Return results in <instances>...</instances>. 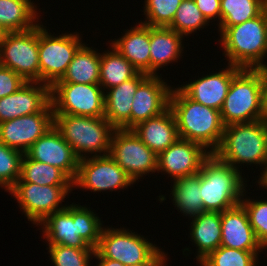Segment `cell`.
Wrapping results in <instances>:
<instances>
[{"label":"cell","mask_w":267,"mask_h":266,"mask_svg":"<svg viewBox=\"0 0 267 266\" xmlns=\"http://www.w3.org/2000/svg\"><path fill=\"white\" fill-rule=\"evenodd\" d=\"M247 193L245 190L241 204L248 214L249 222L258 241L267 249V198L256 200L249 197Z\"/></svg>","instance_id":"cell-38"},{"label":"cell","mask_w":267,"mask_h":266,"mask_svg":"<svg viewBox=\"0 0 267 266\" xmlns=\"http://www.w3.org/2000/svg\"><path fill=\"white\" fill-rule=\"evenodd\" d=\"M123 33L108 42L139 72L150 75V26L139 21Z\"/></svg>","instance_id":"cell-23"},{"label":"cell","mask_w":267,"mask_h":266,"mask_svg":"<svg viewBox=\"0 0 267 266\" xmlns=\"http://www.w3.org/2000/svg\"><path fill=\"white\" fill-rule=\"evenodd\" d=\"M218 40L227 64L245 69L267 68V22L262 12L241 24L227 27ZM224 50V51H223Z\"/></svg>","instance_id":"cell-4"},{"label":"cell","mask_w":267,"mask_h":266,"mask_svg":"<svg viewBox=\"0 0 267 266\" xmlns=\"http://www.w3.org/2000/svg\"><path fill=\"white\" fill-rule=\"evenodd\" d=\"M216 73L209 71V74H203L198 79H189L183 82L178 88L190 99L201 103L207 107L220 111L223 102L227 96L233 76L241 69L237 66L228 64ZM213 72V73H212Z\"/></svg>","instance_id":"cell-18"},{"label":"cell","mask_w":267,"mask_h":266,"mask_svg":"<svg viewBox=\"0 0 267 266\" xmlns=\"http://www.w3.org/2000/svg\"><path fill=\"white\" fill-rule=\"evenodd\" d=\"M213 153L241 172L242 164L259 166L262 172L267 163V123L262 119L224 126L221 143Z\"/></svg>","instance_id":"cell-5"},{"label":"cell","mask_w":267,"mask_h":266,"mask_svg":"<svg viewBox=\"0 0 267 266\" xmlns=\"http://www.w3.org/2000/svg\"><path fill=\"white\" fill-rule=\"evenodd\" d=\"M210 154L200 143L179 138L157 156V173L168 174L171 181L196 175Z\"/></svg>","instance_id":"cell-16"},{"label":"cell","mask_w":267,"mask_h":266,"mask_svg":"<svg viewBox=\"0 0 267 266\" xmlns=\"http://www.w3.org/2000/svg\"><path fill=\"white\" fill-rule=\"evenodd\" d=\"M109 155L136 183L157 172V156L132 129H115Z\"/></svg>","instance_id":"cell-12"},{"label":"cell","mask_w":267,"mask_h":266,"mask_svg":"<svg viewBox=\"0 0 267 266\" xmlns=\"http://www.w3.org/2000/svg\"><path fill=\"white\" fill-rule=\"evenodd\" d=\"M17 182H30L41 186H73V181L62 170L30 159L25 153L21 162V175Z\"/></svg>","instance_id":"cell-31"},{"label":"cell","mask_w":267,"mask_h":266,"mask_svg":"<svg viewBox=\"0 0 267 266\" xmlns=\"http://www.w3.org/2000/svg\"><path fill=\"white\" fill-rule=\"evenodd\" d=\"M165 263L168 262H140L129 266H163Z\"/></svg>","instance_id":"cell-44"},{"label":"cell","mask_w":267,"mask_h":266,"mask_svg":"<svg viewBox=\"0 0 267 266\" xmlns=\"http://www.w3.org/2000/svg\"><path fill=\"white\" fill-rule=\"evenodd\" d=\"M148 76L139 72L135 77L104 92V117L115 129H131L132 100L138 86Z\"/></svg>","instance_id":"cell-22"},{"label":"cell","mask_w":267,"mask_h":266,"mask_svg":"<svg viewBox=\"0 0 267 266\" xmlns=\"http://www.w3.org/2000/svg\"><path fill=\"white\" fill-rule=\"evenodd\" d=\"M135 182L109 155L87 157L79 160L78 172L73 181L77 188L91 192H116L133 187Z\"/></svg>","instance_id":"cell-13"},{"label":"cell","mask_w":267,"mask_h":266,"mask_svg":"<svg viewBox=\"0 0 267 266\" xmlns=\"http://www.w3.org/2000/svg\"><path fill=\"white\" fill-rule=\"evenodd\" d=\"M266 0H221V22L219 35L230 26L241 24L259 16L263 12Z\"/></svg>","instance_id":"cell-32"},{"label":"cell","mask_w":267,"mask_h":266,"mask_svg":"<svg viewBox=\"0 0 267 266\" xmlns=\"http://www.w3.org/2000/svg\"><path fill=\"white\" fill-rule=\"evenodd\" d=\"M237 250L262 252L266 249L258 241L248 214L240 203L221 212V244Z\"/></svg>","instance_id":"cell-21"},{"label":"cell","mask_w":267,"mask_h":266,"mask_svg":"<svg viewBox=\"0 0 267 266\" xmlns=\"http://www.w3.org/2000/svg\"><path fill=\"white\" fill-rule=\"evenodd\" d=\"M25 82L16 72L0 65V99L16 92Z\"/></svg>","instance_id":"cell-39"},{"label":"cell","mask_w":267,"mask_h":266,"mask_svg":"<svg viewBox=\"0 0 267 266\" xmlns=\"http://www.w3.org/2000/svg\"><path fill=\"white\" fill-rule=\"evenodd\" d=\"M51 103V86L25 82L16 92L0 99V123L42 112Z\"/></svg>","instance_id":"cell-20"},{"label":"cell","mask_w":267,"mask_h":266,"mask_svg":"<svg viewBox=\"0 0 267 266\" xmlns=\"http://www.w3.org/2000/svg\"><path fill=\"white\" fill-rule=\"evenodd\" d=\"M73 191V186L38 185L30 182H16L8 191L28 221L38 225L49 215L66 208V197Z\"/></svg>","instance_id":"cell-10"},{"label":"cell","mask_w":267,"mask_h":266,"mask_svg":"<svg viewBox=\"0 0 267 266\" xmlns=\"http://www.w3.org/2000/svg\"><path fill=\"white\" fill-rule=\"evenodd\" d=\"M183 39V35L169 27L150 26V75H161L160 68L181 59L185 48Z\"/></svg>","instance_id":"cell-24"},{"label":"cell","mask_w":267,"mask_h":266,"mask_svg":"<svg viewBox=\"0 0 267 266\" xmlns=\"http://www.w3.org/2000/svg\"><path fill=\"white\" fill-rule=\"evenodd\" d=\"M263 12H264V15H265V18H266V22H267V0L265 2L264 8H263Z\"/></svg>","instance_id":"cell-46"},{"label":"cell","mask_w":267,"mask_h":266,"mask_svg":"<svg viewBox=\"0 0 267 266\" xmlns=\"http://www.w3.org/2000/svg\"><path fill=\"white\" fill-rule=\"evenodd\" d=\"M90 206L70 204L54 212L40 224L47 245H65L76 248H96L104 221Z\"/></svg>","instance_id":"cell-1"},{"label":"cell","mask_w":267,"mask_h":266,"mask_svg":"<svg viewBox=\"0 0 267 266\" xmlns=\"http://www.w3.org/2000/svg\"><path fill=\"white\" fill-rule=\"evenodd\" d=\"M162 250L147 237L129 228L109 225L102 229L94 258H108L125 266L140 262H166L168 254Z\"/></svg>","instance_id":"cell-8"},{"label":"cell","mask_w":267,"mask_h":266,"mask_svg":"<svg viewBox=\"0 0 267 266\" xmlns=\"http://www.w3.org/2000/svg\"><path fill=\"white\" fill-rule=\"evenodd\" d=\"M42 21L38 23L40 83L52 86L65 74L74 54L83 44L79 32L52 34Z\"/></svg>","instance_id":"cell-9"},{"label":"cell","mask_w":267,"mask_h":266,"mask_svg":"<svg viewBox=\"0 0 267 266\" xmlns=\"http://www.w3.org/2000/svg\"><path fill=\"white\" fill-rule=\"evenodd\" d=\"M25 154L30 159L59 168L72 181L76 178L80 159L55 126L37 139Z\"/></svg>","instance_id":"cell-17"},{"label":"cell","mask_w":267,"mask_h":266,"mask_svg":"<svg viewBox=\"0 0 267 266\" xmlns=\"http://www.w3.org/2000/svg\"><path fill=\"white\" fill-rule=\"evenodd\" d=\"M49 260L54 266H91L94 248H76L65 245H47Z\"/></svg>","instance_id":"cell-35"},{"label":"cell","mask_w":267,"mask_h":266,"mask_svg":"<svg viewBox=\"0 0 267 266\" xmlns=\"http://www.w3.org/2000/svg\"><path fill=\"white\" fill-rule=\"evenodd\" d=\"M24 153L0 142V187L8 192L21 175Z\"/></svg>","instance_id":"cell-37"},{"label":"cell","mask_w":267,"mask_h":266,"mask_svg":"<svg viewBox=\"0 0 267 266\" xmlns=\"http://www.w3.org/2000/svg\"><path fill=\"white\" fill-rule=\"evenodd\" d=\"M141 23L152 27H168L182 0H144Z\"/></svg>","instance_id":"cell-36"},{"label":"cell","mask_w":267,"mask_h":266,"mask_svg":"<svg viewBox=\"0 0 267 266\" xmlns=\"http://www.w3.org/2000/svg\"><path fill=\"white\" fill-rule=\"evenodd\" d=\"M189 220L190 241L196 245L195 258L199 264L221 244V212L204 211Z\"/></svg>","instance_id":"cell-26"},{"label":"cell","mask_w":267,"mask_h":266,"mask_svg":"<svg viewBox=\"0 0 267 266\" xmlns=\"http://www.w3.org/2000/svg\"><path fill=\"white\" fill-rule=\"evenodd\" d=\"M198 174L203 212H223L240 204L248 188L249 181L245 175L242 176L240 170L220 160L214 153L204 160Z\"/></svg>","instance_id":"cell-3"},{"label":"cell","mask_w":267,"mask_h":266,"mask_svg":"<svg viewBox=\"0 0 267 266\" xmlns=\"http://www.w3.org/2000/svg\"><path fill=\"white\" fill-rule=\"evenodd\" d=\"M109 50L100 53L99 85L106 90L120 85L133 77L139 71L113 46L108 44Z\"/></svg>","instance_id":"cell-29"},{"label":"cell","mask_w":267,"mask_h":266,"mask_svg":"<svg viewBox=\"0 0 267 266\" xmlns=\"http://www.w3.org/2000/svg\"><path fill=\"white\" fill-rule=\"evenodd\" d=\"M194 1L198 9L206 18V20L209 23L217 21L218 22L217 25L219 26L221 22V10H220L221 0H194Z\"/></svg>","instance_id":"cell-40"},{"label":"cell","mask_w":267,"mask_h":266,"mask_svg":"<svg viewBox=\"0 0 267 266\" xmlns=\"http://www.w3.org/2000/svg\"><path fill=\"white\" fill-rule=\"evenodd\" d=\"M171 186L170 199L179 213L190 219L203 212L199 174L174 179Z\"/></svg>","instance_id":"cell-30"},{"label":"cell","mask_w":267,"mask_h":266,"mask_svg":"<svg viewBox=\"0 0 267 266\" xmlns=\"http://www.w3.org/2000/svg\"><path fill=\"white\" fill-rule=\"evenodd\" d=\"M257 177H259L258 180L257 179H254V180H256V182L258 183L259 188H262L260 190H264V189L267 190V163H266L264 170L260 172L259 176Z\"/></svg>","instance_id":"cell-42"},{"label":"cell","mask_w":267,"mask_h":266,"mask_svg":"<svg viewBox=\"0 0 267 266\" xmlns=\"http://www.w3.org/2000/svg\"><path fill=\"white\" fill-rule=\"evenodd\" d=\"M263 86L264 68H241L233 76L220 109L224 126L262 120Z\"/></svg>","instance_id":"cell-6"},{"label":"cell","mask_w":267,"mask_h":266,"mask_svg":"<svg viewBox=\"0 0 267 266\" xmlns=\"http://www.w3.org/2000/svg\"><path fill=\"white\" fill-rule=\"evenodd\" d=\"M7 32L4 28L0 26V44L3 42Z\"/></svg>","instance_id":"cell-45"},{"label":"cell","mask_w":267,"mask_h":266,"mask_svg":"<svg viewBox=\"0 0 267 266\" xmlns=\"http://www.w3.org/2000/svg\"><path fill=\"white\" fill-rule=\"evenodd\" d=\"M34 0H0V26L6 32L34 28L41 16Z\"/></svg>","instance_id":"cell-28"},{"label":"cell","mask_w":267,"mask_h":266,"mask_svg":"<svg viewBox=\"0 0 267 266\" xmlns=\"http://www.w3.org/2000/svg\"><path fill=\"white\" fill-rule=\"evenodd\" d=\"M0 65L26 82H40L38 24L26 31L7 32L0 44Z\"/></svg>","instance_id":"cell-11"},{"label":"cell","mask_w":267,"mask_h":266,"mask_svg":"<svg viewBox=\"0 0 267 266\" xmlns=\"http://www.w3.org/2000/svg\"><path fill=\"white\" fill-rule=\"evenodd\" d=\"M97 259L96 266H125L121 264L119 261L111 260L108 258H94Z\"/></svg>","instance_id":"cell-43"},{"label":"cell","mask_w":267,"mask_h":266,"mask_svg":"<svg viewBox=\"0 0 267 266\" xmlns=\"http://www.w3.org/2000/svg\"><path fill=\"white\" fill-rule=\"evenodd\" d=\"M259 254V252L219 246L204 258L199 266H259Z\"/></svg>","instance_id":"cell-34"},{"label":"cell","mask_w":267,"mask_h":266,"mask_svg":"<svg viewBox=\"0 0 267 266\" xmlns=\"http://www.w3.org/2000/svg\"><path fill=\"white\" fill-rule=\"evenodd\" d=\"M132 130L156 155L180 138L176 119L170 108L157 117L138 123Z\"/></svg>","instance_id":"cell-25"},{"label":"cell","mask_w":267,"mask_h":266,"mask_svg":"<svg viewBox=\"0 0 267 266\" xmlns=\"http://www.w3.org/2000/svg\"><path fill=\"white\" fill-rule=\"evenodd\" d=\"M54 126L79 159L109 154L115 128L104 116L54 114Z\"/></svg>","instance_id":"cell-7"},{"label":"cell","mask_w":267,"mask_h":266,"mask_svg":"<svg viewBox=\"0 0 267 266\" xmlns=\"http://www.w3.org/2000/svg\"><path fill=\"white\" fill-rule=\"evenodd\" d=\"M53 126L54 112L50 103L42 112L0 123V142L25 153Z\"/></svg>","instance_id":"cell-15"},{"label":"cell","mask_w":267,"mask_h":266,"mask_svg":"<svg viewBox=\"0 0 267 266\" xmlns=\"http://www.w3.org/2000/svg\"><path fill=\"white\" fill-rule=\"evenodd\" d=\"M262 119L267 123V68H264L263 116H262Z\"/></svg>","instance_id":"cell-41"},{"label":"cell","mask_w":267,"mask_h":266,"mask_svg":"<svg viewBox=\"0 0 267 266\" xmlns=\"http://www.w3.org/2000/svg\"><path fill=\"white\" fill-rule=\"evenodd\" d=\"M161 75H149L137 88L132 100L131 129L138 123L161 115L169 108L172 85Z\"/></svg>","instance_id":"cell-19"},{"label":"cell","mask_w":267,"mask_h":266,"mask_svg":"<svg viewBox=\"0 0 267 266\" xmlns=\"http://www.w3.org/2000/svg\"><path fill=\"white\" fill-rule=\"evenodd\" d=\"M169 108L181 139L200 143L211 153L219 147L224 131L220 111L193 101L178 86L172 87Z\"/></svg>","instance_id":"cell-2"},{"label":"cell","mask_w":267,"mask_h":266,"mask_svg":"<svg viewBox=\"0 0 267 266\" xmlns=\"http://www.w3.org/2000/svg\"><path fill=\"white\" fill-rule=\"evenodd\" d=\"M88 45L84 42L79 47L63 77L55 83L99 84L100 52Z\"/></svg>","instance_id":"cell-27"},{"label":"cell","mask_w":267,"mask_h":266,"mask_svg":"<svg viewBox=\"0 0 267 266\" xmlns=\"http://www.w3.org/2000/svg\"><path fill=\"white\" fill-rule=\"evenodd\" d=\"M209 24L194 0H182L168 27L187 38L190 34L207 28Z\"/></svg>","instance_id":"cell-33"},{"label":"cell","mask_w":267,"mask_h":266,"mask_svg":"<svg viewBox=\"0 0 267 266\" xmlns=\"http://www.w3.org/2000/svg\"><path fill=\"white\" fill-rule=\"evenodd\" d=\"M54 114L104 116V91L99 84L54 83L51 86Z\"/></svg>","instance_id":"cell-14"}]
</instances>
